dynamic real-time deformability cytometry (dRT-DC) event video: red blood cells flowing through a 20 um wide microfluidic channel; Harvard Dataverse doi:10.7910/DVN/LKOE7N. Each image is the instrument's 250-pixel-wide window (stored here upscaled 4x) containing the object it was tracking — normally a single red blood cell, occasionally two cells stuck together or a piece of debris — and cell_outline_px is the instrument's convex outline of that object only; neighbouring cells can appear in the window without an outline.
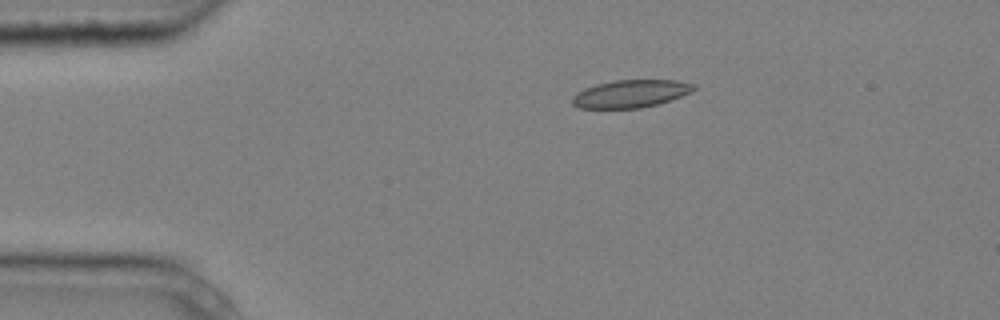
{"species": "common noctule bat (a hibernating species)", "species_latin": "Nyctalus noctula", "temperature_condition": "cold", "stored_images_in_passage": 6, "camera_frame_rate_fps": 3000, "um_per_image_px": 0.085, "animal": {"sex": "male", "body_mass_g": 20.4}, "frame": {"image": 1, "passage_image": 3, "time_ms": 0.667, "image_size_px": [1000, 320], "cell_outline_px": [[696, 88], [692, 92], [660, 104], [640, 108], [580, 108], [572, 104], [572, 96], [576, 92], [584, 88], [596, 84], [616, 80], [676, 80], [692, 84]], "centroid_in_image_um": [53.59, 7.97], "position_along_channel_um": 31.4, "area_um2": 19.65}}
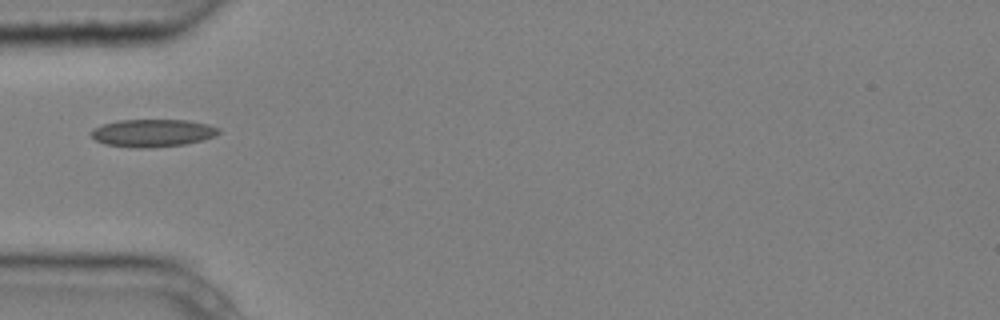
{"frame": {"image": 2, "passage_image": 5, "time_ms": 1.333, "image_size_px": [1000, 320], "cell_outline_px": [[220, 132], [216, 136], [184, 144], [148, 148], [140, 148], [104, 144], [96, 140], [92, 136], [92, 128], [100, 124], [116, 120], [188, 120], [208, 124], [220, 128]], "centroid_in_image_um": [12.96, 11.29], "position_along_channel_um": 72.0, "area_um2": 20.58}}
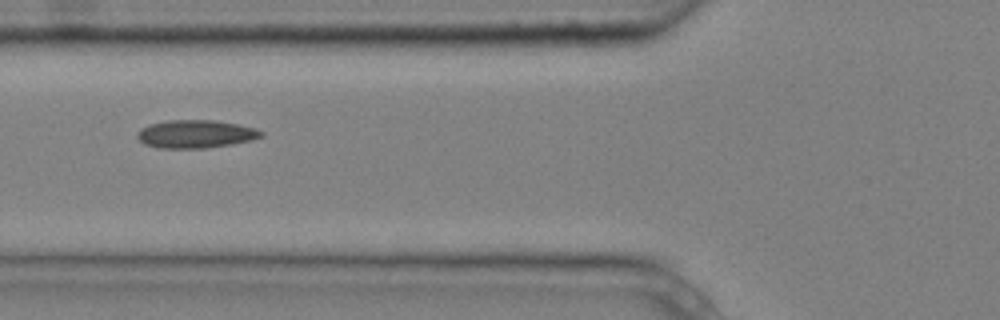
{"frame": {"image": 3, "passage_image": 6, "time_ms": 1.667, "image_size_px": [1000, 320], "cell_outline_px": [[264, 136], [252, 140], [232, 144], [204, 148], [160, 148], [144, 144], [136, 136], [136, 132], [140, 128], [148, 124], [168, 120], [212, 120], [240, 124], [256, 128], [264, 132]], "centroid_in_image_um": [16.63, 11.38], "position_along_channel_um": 109.2, "area_um2": 20.46}}